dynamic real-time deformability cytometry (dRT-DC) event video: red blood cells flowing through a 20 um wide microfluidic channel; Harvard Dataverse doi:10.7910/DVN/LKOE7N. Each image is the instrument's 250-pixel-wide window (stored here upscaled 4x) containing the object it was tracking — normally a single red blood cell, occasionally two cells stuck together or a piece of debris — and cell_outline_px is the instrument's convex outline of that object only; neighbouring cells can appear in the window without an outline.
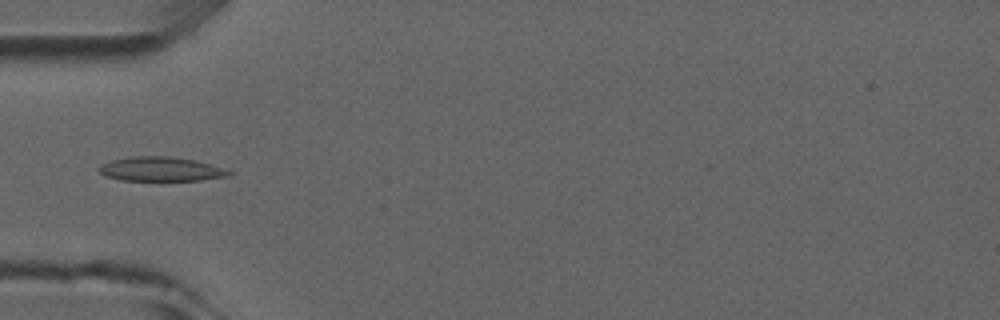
{"species": "common noctule bat (a hibernating species)", "species_latin": "Nyctalus noctula", "temperature_condition": "room temperature", "stored_images_in_passage": 4, "camera_frame_rate_fps": 3000, "um_per_image_px": 0.085, "animal": {"sex": "male", "forearm_length_mm": 52.5}, "frame": {"image": 1, "passage_image": 4, "time_ms": 4.333, "image_size_px": [1000, 320], "cell_outline_px": [[232, 172], [228, 176], [200, 180], [120, 180], [104, 176], [96, 168], [100, 164], [112, 160], [132, 156], [168, 156], [196, 160], [228, 168]], "centroid_in_image_um": [13.67, 14.36], "position_along_channel_um": 71.3, "area_um2": 18.55}}